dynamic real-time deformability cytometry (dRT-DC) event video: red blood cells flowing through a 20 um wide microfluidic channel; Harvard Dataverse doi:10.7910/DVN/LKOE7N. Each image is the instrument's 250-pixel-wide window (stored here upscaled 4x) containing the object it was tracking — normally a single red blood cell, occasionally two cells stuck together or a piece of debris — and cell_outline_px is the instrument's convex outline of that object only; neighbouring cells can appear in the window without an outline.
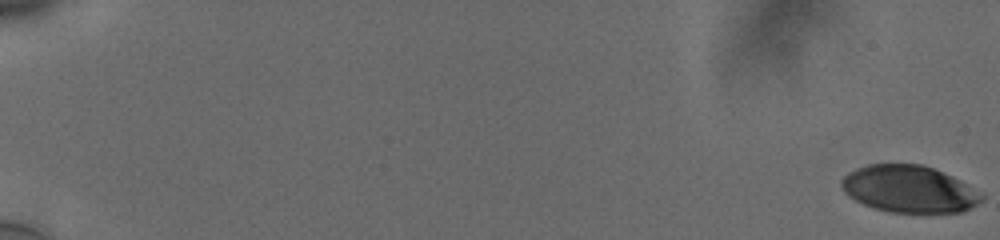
{"species": "human", "species_latin": "Homo sapiens", "temperature_condition": "cold", "stored_images_in_passage": 58, "camera_frame_rate_fps": 3000, "um_per_image_px": 0.085, "donor": {"sex": "male"}, "frame": {"image": 1, "passage_image": 1, "time_ms": 0.0, "image_size_px": [1000, 240], "cell_outline_px": [[984, 200], [964, 212], [924, 216], [888, 212], [864, 204], [848, 196], [844, 192], [840, 184], [840, 180], [848, 172], [856, 168], [868, 164], [924, 164], [952, 176], [984, 196]], "centroid_in_image_um": [77.28, 16.12], "position_along_channel_um": 7.7, "area_um2": 39.36}}
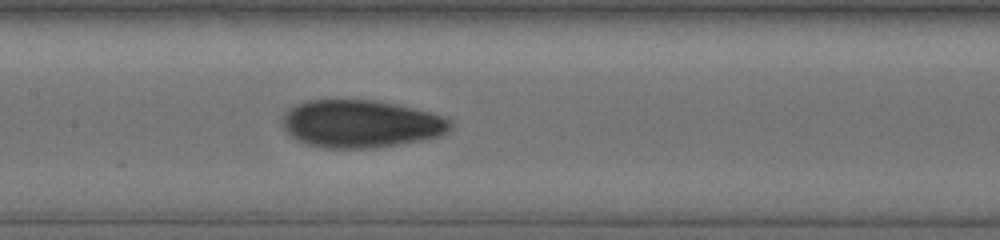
{"frame": {"image": 2, "passage_image": 32, "time_ms": 10.333, "image_size_px": [1000, 240], "cell_outline_px": [[452, 128], [448, 132], [440, 136], [420, 140], [376, 148], [324, 148], [308, 144], [296, 140], [284, 128], [284, 112], [288, 108], [296, 104], [308, 100], [376, 100], [396, 104], [428, 112], [452, 120]], "centroid_in_image_um": [30.67, 10.52], "position_along_channel_um": 176.7, "area_um2": 46.53}}
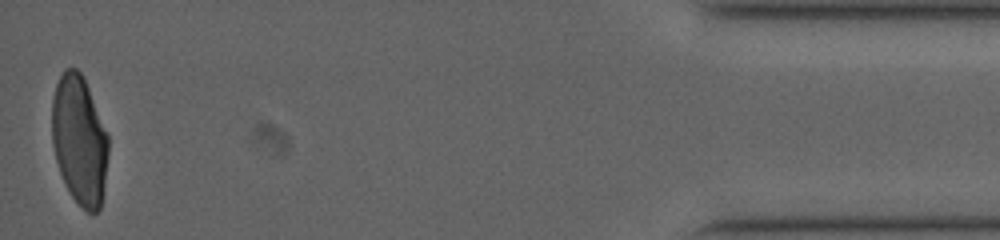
{"frame": {"image": 3, "passage_image": 58, "time_ms": 19.0, "image_size_px": [1000, 240], "cell_outline_px": [[108, 156], [104, 184], [100, 208], [96, 212], [88, 212], [72, 196], [60, 172], [56, 160], [52, 144], [52, 100], [56, 84], [64, 68], [76, 68], [84, 76], [108, 136]], "centroid_in_image_um": [6.74, 11.86], "position_along_channel_um": 428.5, "area_um2": 42.14}, "authors_computed_cell_mechanics": {"area_um2": 43.9569, "velocity_mm_per_s": 3.7594, "shape_relaxation_time_tau1_ms": 6.4179, "shape_relaxation_time_tau2_ms": 1.6063, "deformation_change_tau1": 0.1932, "deformation_change_tau2": 0.0652}}